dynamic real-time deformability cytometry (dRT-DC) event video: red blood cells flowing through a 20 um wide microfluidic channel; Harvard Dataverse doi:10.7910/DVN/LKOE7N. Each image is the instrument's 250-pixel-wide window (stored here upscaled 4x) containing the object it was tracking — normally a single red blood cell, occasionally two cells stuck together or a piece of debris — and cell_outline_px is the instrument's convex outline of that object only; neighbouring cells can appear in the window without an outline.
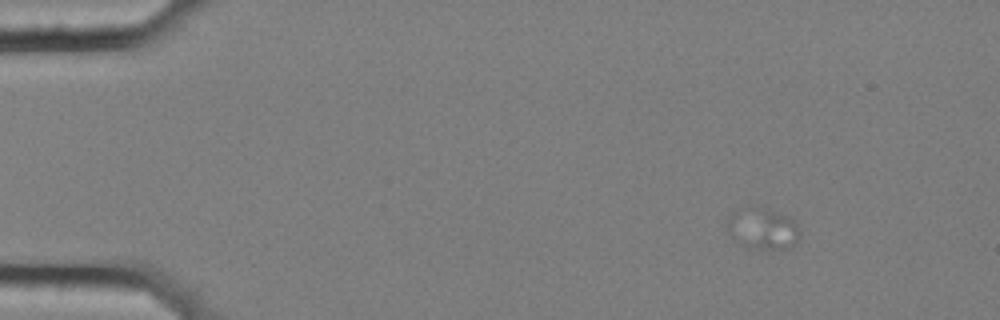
{"species": "common noctule bat (a hibernating species)", "species_latin": "Nyctalus noctula", "temperature_condition": "cold", "stored_images_in_passage": 4, "camera_frame_rate_fps": 3000, "um_per_image_px": 0.085, "animal": {"sex": "female", "body_mass_g": 25.1}, "frame": {"image": 1, "passage_image": 4, "time_ms": 1.0, "image_size_px": [1000, 320], "cell_outline_px": [[800, 236], [796, 244], [784, 248], [756, 248], [744, 244], [736, 240], [728, 232], [728, 216], [740, 208], [772, 212], [784, 216], [792, 220], [800, 228]], "centroid_in_image_um": [64.85, 19.47], "position_along_channel_um": 20.2, "area_um2": 16.36}}